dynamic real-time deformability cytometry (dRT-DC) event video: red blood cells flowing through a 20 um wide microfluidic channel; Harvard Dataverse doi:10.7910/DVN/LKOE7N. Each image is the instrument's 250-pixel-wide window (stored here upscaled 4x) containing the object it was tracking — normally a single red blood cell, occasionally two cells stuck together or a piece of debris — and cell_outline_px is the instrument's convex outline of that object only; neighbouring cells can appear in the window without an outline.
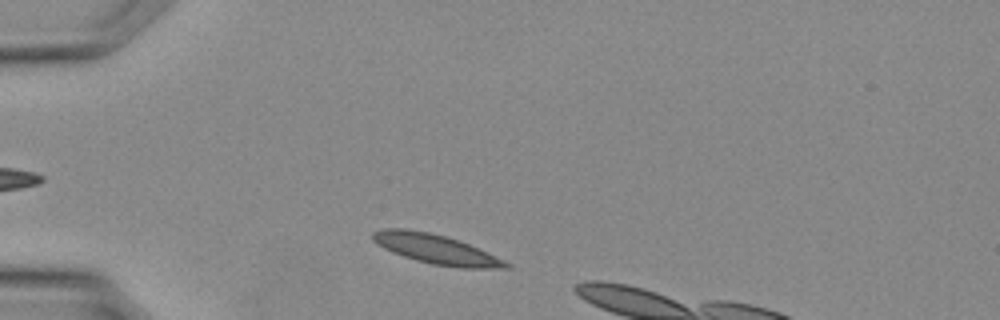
{"species": "Egyptian fruit bat (a non-hibernating species)", "species_latin": "Rousettus aegyptiacus", "temperature_condition": "warm", "stored_images_in_passage": 5, "camera_frame_rate_fps": 3000, "um_per_image_px": 0.085, "animal": {"sex": "female"}, "frame": {"image": 1, "passage_image": 1, "time_ms": 0.0, "image_size_px": [1000, 320], "cell_outline_px": [[512, 268], [460, 268], [432, 264], [416, 260], [404, 256], [384, 248], [372, 240], [372, 232], [384, 228], [404, 228], [428, 232], [460, 240], [512, 264]], "centroid_in_image_um": [37.06, 21.18], "position_along_channel_um": 47.9, "area_um2": 22.72}}
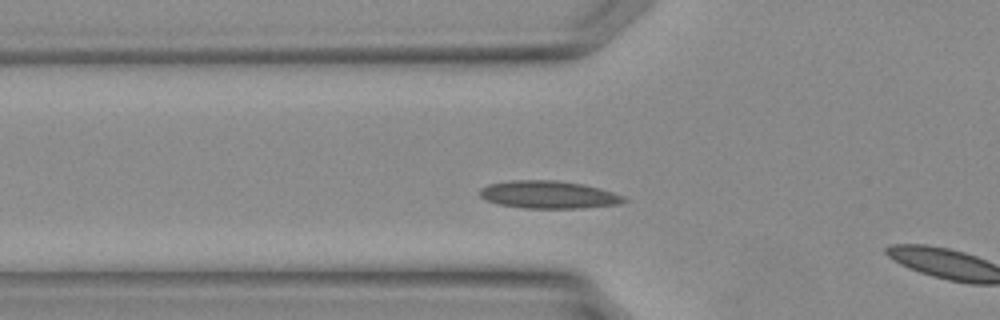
{"frame": {"image": 2, "passage_image": 4, "time_ms": 1.0, "image_size_px": [1000, 320], "cell_outline_px": [[628, 200], [620, 204], [584, 208], [524, 208], [500, 204], [488, 200], [480, 196], [480, 188], [488, 184], [512, 180], [560, 180], [584, 184], [600, 188], [624, 196]], "centroid_in_image_um": [46.67, 16.54], "position_along_channel_um": 79.1, "area_um2": 23.29}}